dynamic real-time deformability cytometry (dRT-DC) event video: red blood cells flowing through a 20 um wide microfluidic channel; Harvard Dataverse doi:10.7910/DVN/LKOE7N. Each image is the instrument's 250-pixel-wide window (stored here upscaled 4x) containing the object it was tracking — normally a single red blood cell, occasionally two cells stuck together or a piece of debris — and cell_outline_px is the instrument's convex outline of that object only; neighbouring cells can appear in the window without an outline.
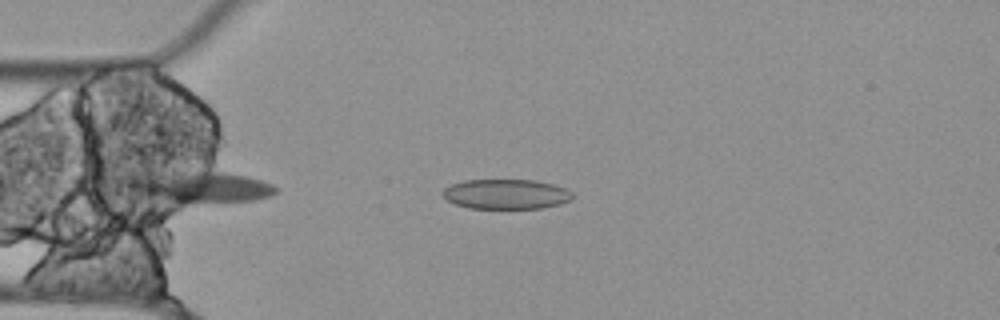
{"species": "Egyptian fruit bat (a non-hibernating species)", "species_latin": "Rousettus aegyptiacus", "temperature_condition": "cold", "stored_images_in_passage": 45, "camera_frame_rate_fps": 3000, "um_per_image_px": 0.085, "animal": {"sex": "female"}, "frame": {"image": 1, "passage_image": 3, "time_ms": 0.667, "image_size_px": [1000, 320], "cell_outline_px": [[572, 200], [560, 204], [540, 208], [468, 208], [456, 204], [448, 200], [440, 192], [444, 188], [452, 184], [464, 180], [536, 180], [568, 188], [572, 192]], "centroid_in_image_um": [43.03, 16.49], "position_along_channel_um": 42.0, "area_um2": 22.66}}
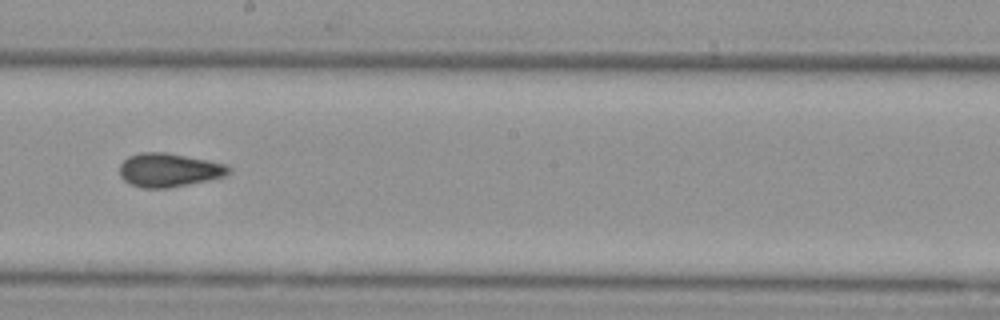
{"frame": {"image": 2, "passage_image": 20, "time_ms": 6.333, "image_size_px": [1000, 320], "cell_outline_px": [[232, 168], [224, 176], [168, 188], [140, 188], [124, 180], [120, 176], [120, 164], [128, 156], [140, 152], [168, 152], [228, 164]], "centroid_in_image_um": [14.34, 14.43], "position_along_channel_um": 233.9, "area_um2": 21.39}}
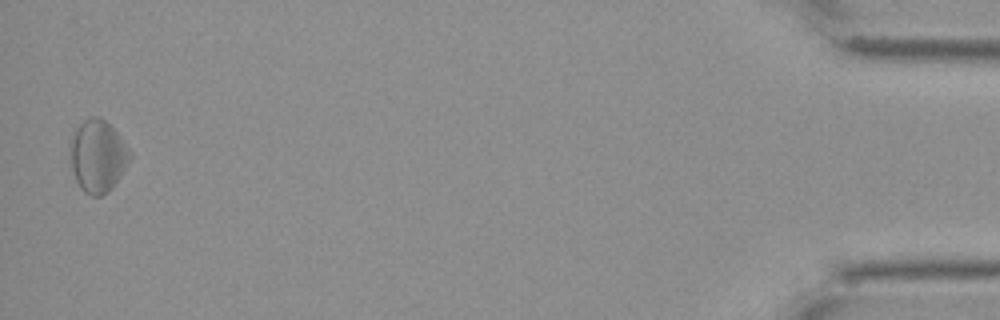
{"frame": {"image": 3, "passage_image": 44, "time_ms": 14.333, "image_size_px": [1000, 320], "cell_outline_px": [[132, 156], [120, 176], [112, 188], [108, 192], [100, 196], [92, 196], [84, 192], [76, 180], [72, 168], [72, 140], [76, 128], [84, 120], [92, 116], [100, 116], [120, 136], [132, 152]], "centroid_in_image_um": [8.35, 13.27], "position_along_channel_um": 426.9, "area_um2": 24.68}, "authors_computed_cell_mechanics": {"area_um2": 21.6172, "velocity_mm_per_s": 3.5314, "shape_relaxation_time_tau1_ms": 0.0251, "shape_relaxation_time_tau2_ms": null, "deformation_change_tau1": 0.01, "deformation_change_tau2": null}}